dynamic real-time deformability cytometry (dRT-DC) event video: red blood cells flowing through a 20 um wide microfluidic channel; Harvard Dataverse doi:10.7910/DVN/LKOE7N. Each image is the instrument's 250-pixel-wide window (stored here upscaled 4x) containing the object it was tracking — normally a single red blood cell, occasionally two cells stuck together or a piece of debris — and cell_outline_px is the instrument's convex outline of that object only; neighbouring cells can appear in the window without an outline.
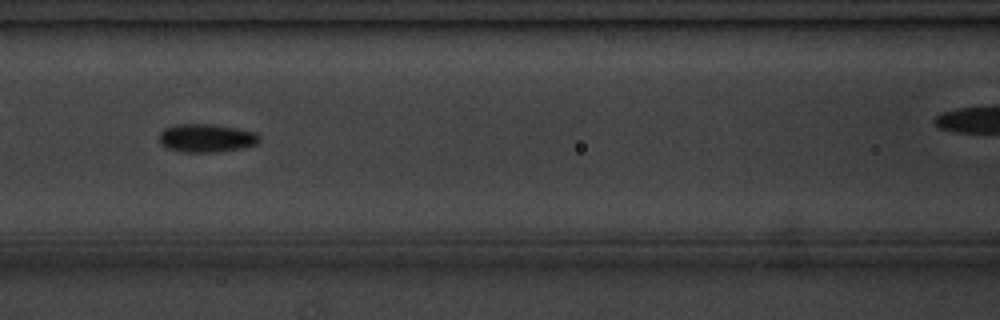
{"species": "common noctule bat (a hibernating species)", "species_latin": "Nyctalus noctula", "temperature_condition": "cold", "stored_images_in_passage": 12, "camera_frame_rate_fps": 3000, "um_per_image_px": 0.085, "animal": {"sex": "male", "body_mass_g": 20.1, "forearm_length_mm": 53.5}, "frame": {"image": 1, "passage_image": 6, "time_ms": 5.667, "image_size_px": [1000, 320], "cell_outline_px": [[260, 140], [256, 144], [216, 152], [180, 152], [168, 148], [160, 144], [160, 132], [164, 128], [176, 124], [212, 124], [236, 128], [256, 132], [260, 136]], "centroid_in_image_um": [17.51, 11.72], "position_along_channel_um": 149.1, "area_um2": 16.42}}